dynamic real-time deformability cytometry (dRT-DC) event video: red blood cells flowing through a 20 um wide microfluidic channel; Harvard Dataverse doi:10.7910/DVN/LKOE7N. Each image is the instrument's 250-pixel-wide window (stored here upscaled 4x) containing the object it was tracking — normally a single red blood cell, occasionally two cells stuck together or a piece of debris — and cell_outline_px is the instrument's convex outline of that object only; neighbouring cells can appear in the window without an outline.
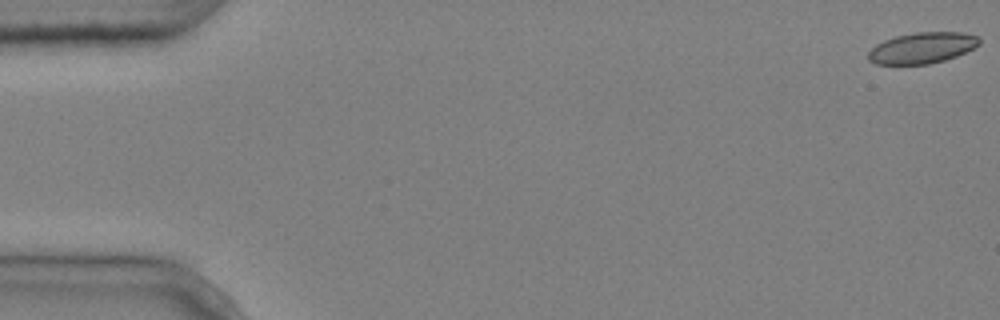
{"species": "common noctule bat (a hibernating species)", "species_latin": "Nyctalus noctula", "temperature_condition": "cold", "stored_images_in_passage": 5, "camera_frame_rate_fps": 3000, "um_per_image_px": 0.085, "animal": {"sex": "male", "body_mass_g": 20.4}, "frame": {"image": 1, "passage_image": 1, "time_ms": 0.0, "image_size_px": [1000, 320], "cell_outline_px": [[980, 44], [956, 56], [944, 60], [928, 64], [876, 64], [868, 60], [868, 52], [876, 44], [884, 40], [896, 36], [916, 32], [964, 32], [976, 36], [980, 40]], "centroid_in_image_um": [78.36, 4.07], "position_along_channel_um": 6.6, "area_um2": 19.94}}
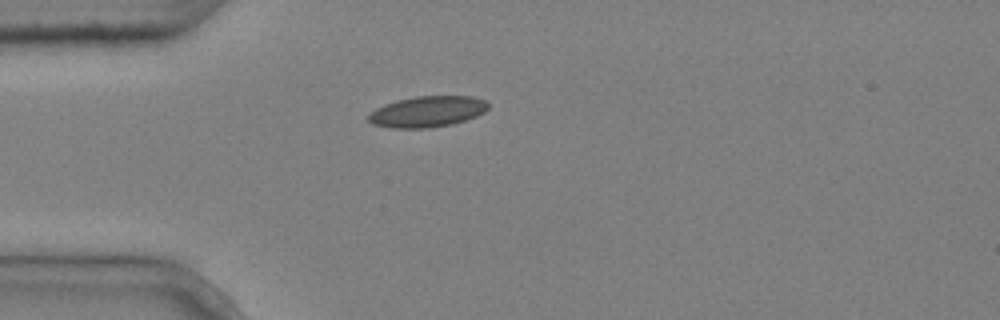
{"frame": {"image": 2, "passage_image": 5, "time_ms": 1.333, "image_size_px": [1000, 320], "cell_outline_px": [[488, 108], [484, 112], [476, 116], [452, 124], [428, 128], [392, 128], [372, 124], [368, 120], [368, 116], [376, 108], [384, 104], [396, 100], [416, 96], [472, 96], [484, 100], [488, 104]], "centroid_in_image_um": [36.31, 9.48], "position_along_channel_um": 48.7, "area_um2": 21.56}}